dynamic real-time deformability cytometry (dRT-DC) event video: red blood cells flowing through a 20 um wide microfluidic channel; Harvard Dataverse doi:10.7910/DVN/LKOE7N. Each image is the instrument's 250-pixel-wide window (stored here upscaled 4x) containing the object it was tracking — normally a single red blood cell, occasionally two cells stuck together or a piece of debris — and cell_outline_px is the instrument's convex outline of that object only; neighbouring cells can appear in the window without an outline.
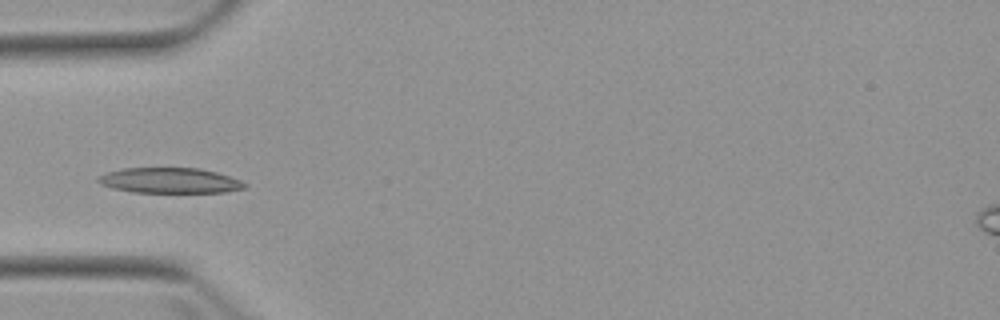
{"species": "Egyptian fruit bat (a non-hibernating species)", "species_latin": "Rousettus aegyptiacus", "temperature_condition": "warm", "stored_images_in_passage": 5, "camera_frame_rate_fps": 3000, "um_per_image_px": 0.085, "animal": {"sex": "female"}, "frame": {"image": 1, "passage_image": 4, "time_ms": 4.333, "image_size_px": [1000, 320], "cell_outline_px": [[248, 184], [244, 188], [224, 192], [132, 192], [112, 188], [100, 184], [96, 180], [96, 176], [108, 172], [124, 168], [200, 168], [216, 172], [240, 180]], "centroid_in_image_um": [14.39, 15.34], "position_along_channel_um": 70.6, "area_um2": 21.62}}
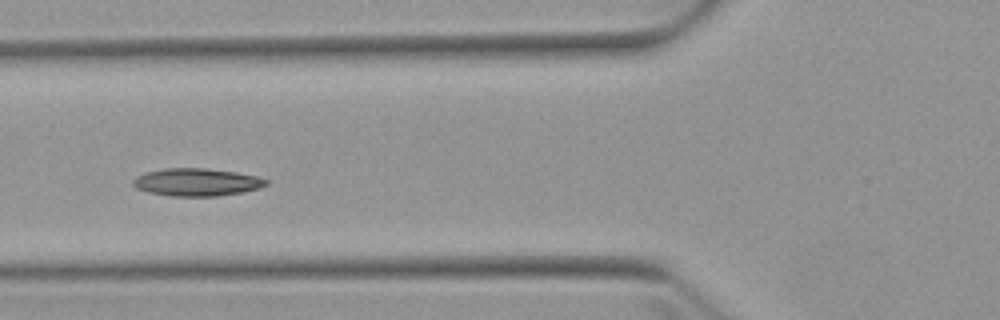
{"frame": {"image": 2, "passage_image": 5, "time_ms": 5.333, "image_size_px": [1000, 320], "cell_outline_px": [[268, 184], [260, 188], [244, 192], [216, 196], [168, 196], [148, 192], [136, 188], [132, 184], [132, 180], [136, 176], [144, 172], [164, 168], [204, 168], [236, 172], [256, 176], [268, 180]], "centroid_in_image_um": [16.7, 15.48], "position_along_channel_um": 109.1, "area_um2": 21.62}}